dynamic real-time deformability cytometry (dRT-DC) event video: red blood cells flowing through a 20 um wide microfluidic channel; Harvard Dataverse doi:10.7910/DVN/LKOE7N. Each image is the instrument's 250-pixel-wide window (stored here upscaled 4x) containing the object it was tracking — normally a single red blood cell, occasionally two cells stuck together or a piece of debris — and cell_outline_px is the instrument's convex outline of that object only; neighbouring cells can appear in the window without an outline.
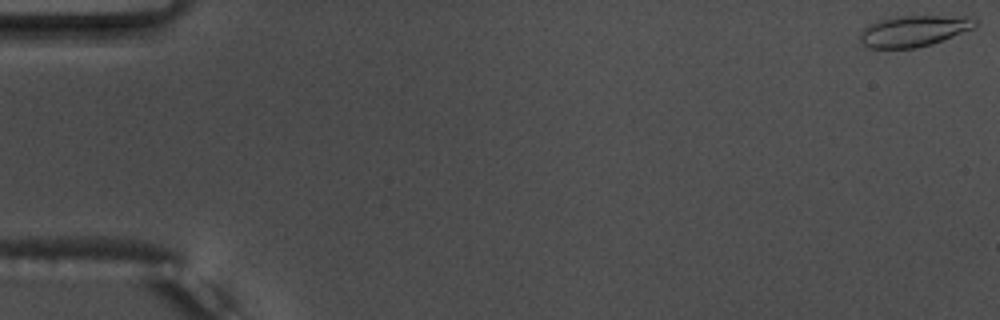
{"species": "common noctule bat (a hibernating species)", "species_latin": "Nyctalus noctula", "temperature_condition": "warm", "stored_images_in_passage": 55, "camera_frame_rate_fps": 3000, "um_per_image_px": 0.085, "animal": {"sex": "male", "body_mass_g": 17.5, "forearm_length_mm": 52.3}, "frame": {"image": 1, "passage_image": 1, "time_ms": 0.0, "image_size_px": [1000, 320], "cell_outline_px": [[976, 24], [972, 28], [932, 44], [916, 48], [868, 48], [860, 40], [860, 32], [868, 24], [880, 20], [904, 16], [964, 16], [976, 20]], "centroid_in_image_um": [77.63, 2.64], "position_along_channel_um": 7.4, "area_um2": 20.52}}
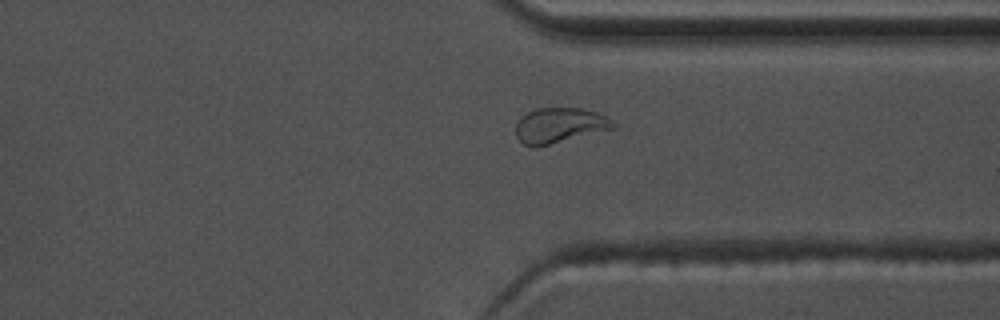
{"frame": {"image": 2, "passage_image": 42, "time_ms": 13.667, "image_size_px": [1000, 320], "cell_outline_px": [[616, 128], [536, 148], [532, 148], [524, 144], [516, 136], [516, 124], [520, 116], [536, 108], [584, 108], [608, 116], [616, 124]], "centroid_in_image_um": [47.57, 10.66], "position_along_channel_um": 363.8, "area_um2": 20.35}}
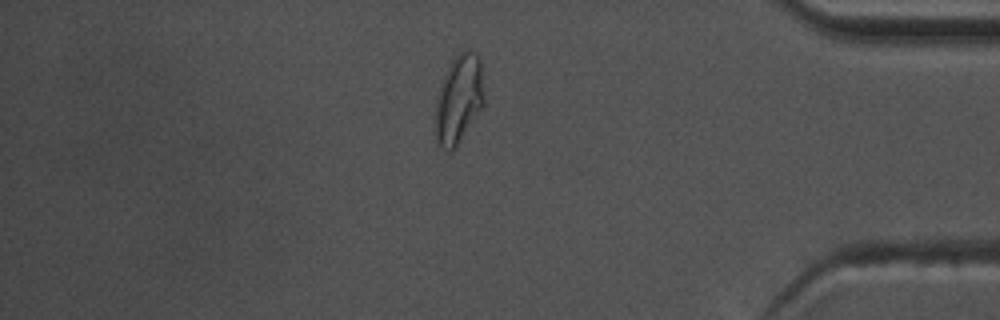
{"frame": {"image": 3, "passage_image": 47, "time_ms": 15.333, "image_size_px": [1000, 320], "cell_outline_px": [[484, 108], [456, 144], [448, 152], [436, 144], [436, 96], [444, 76], [452, 60], [464, 48], [468, 48], [476, 52], [480, 56], [484, 96]], "centroid_in_image_um": [39.02, 8.38], "position_along_channel_um": 396.2, "area_um2": 25.26}, "authors_computed_cell_mechanics": {"area_um2": 19.7676, "velocity_mm_per_s": 3.7488, "shape_relaxation_time_tau1_ms": 6.2625, "shape_relaxation_time_tau2_ms": 1.5032, "deformation_change_tau1": 0.1974, "deformation_change_tau2": 0.0914}}